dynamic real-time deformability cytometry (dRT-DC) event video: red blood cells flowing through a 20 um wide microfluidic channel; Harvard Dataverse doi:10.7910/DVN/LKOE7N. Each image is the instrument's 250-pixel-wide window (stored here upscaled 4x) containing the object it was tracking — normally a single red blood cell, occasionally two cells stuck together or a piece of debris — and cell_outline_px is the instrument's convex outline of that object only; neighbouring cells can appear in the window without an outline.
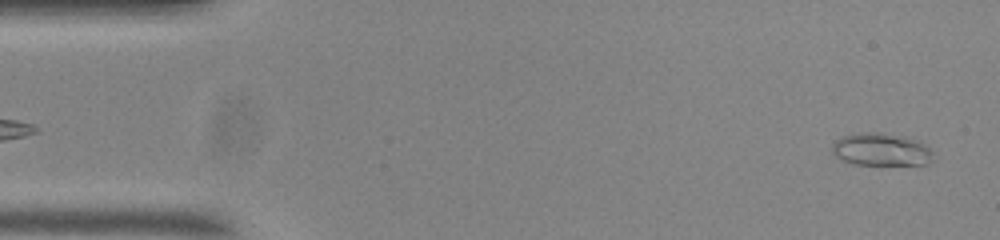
{"species": "common noctule bat (a hibernating species)", "species_latin": "Nyctalus noctula", "temperature_condition": "room temperature", "stored_images_in_passage": 47, "camera_frame_rate_fps": 3000, "um_per_image_px": 0.085, "animal": {"sex": "male", "body_mass_g": 20.0, "forearm_length_mm": 53.3}, "frame": {"image": 1, "passage_image": 2, "time_ms": 0.333, "image_size_px": [1000, 240], "cell_outline_px": [[932, 160], [928, 164], [852, 164], [836, 156], [832, 152], [832, 144], [840, 136], [860, 132], [880, 132], [904, 136], [916, 140], [924, 144], [932, 152]], "centroid_in_image_um": [74.87, 12.69], "position_along_channel_um": 10.1, "area_um2": 19.19}}
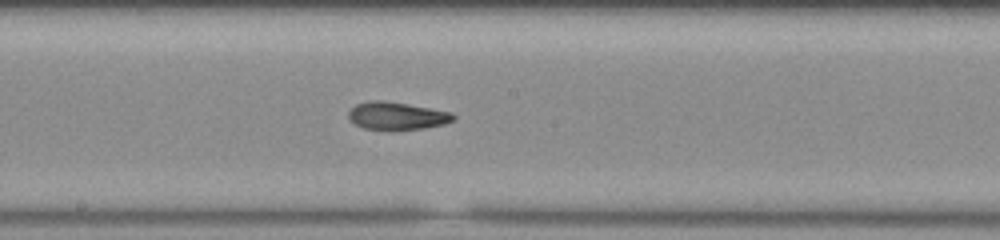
{"frame": {"image": 2, "passage_image": 28, "time_ms": 9.0, "image_size_px": [1000, 240], "cell_outline_px": [[456, 116], [452, 120], [444, 124], [424, 128], [364, 128], [356, 124], [348, 116], [348, 112], [356, 104], [372, 100], [384, 100], [452, 112]], "centroid_in_image_um": [33.74, 9.81], "position_along_channel_um": 214.5, "area_um2": 16.3}}
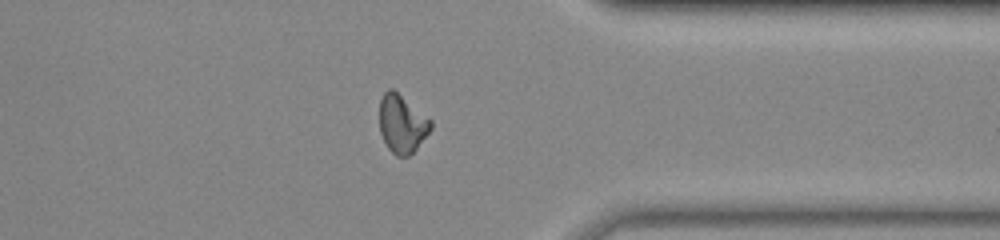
{"frame": {"image": 3, "passage_image": 42, "time_ms": 13.667, "image_size_px": [1000, 240], "cell_outline_px": [[432, 128], [416, 148], [408, 156], [396, 156], [388, 148], [380, 132], [380, 100], [384, 92], [388, 88], [392, 88], [432, 120]], "centroid_in_image_um": [34.17, 10.51], "position_along_channel_um": 377.2, "area_um2": 17.17}}